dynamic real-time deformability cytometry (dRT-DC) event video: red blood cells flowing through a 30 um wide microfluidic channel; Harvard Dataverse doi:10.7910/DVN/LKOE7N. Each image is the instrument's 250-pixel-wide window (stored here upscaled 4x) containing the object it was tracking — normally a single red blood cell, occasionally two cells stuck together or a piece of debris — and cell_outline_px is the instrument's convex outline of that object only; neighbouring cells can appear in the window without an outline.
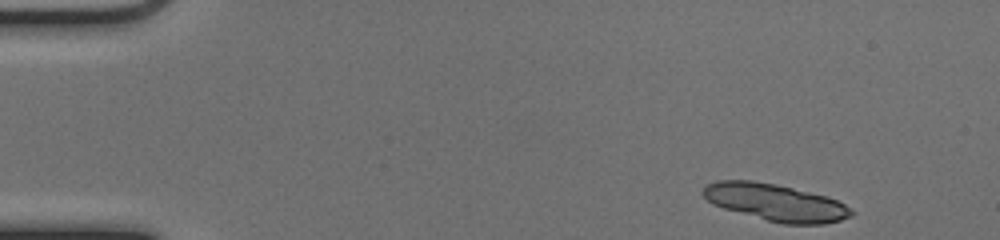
{"species": "common noctule bat (a hibernating species)", "species_latin": "Nyctalus noctula", "temperature_condition": "cold", "stored_images_in_passage": 16, "camera_frame_rate_fps": 3000, "um_per_image_px": 0.085, "animal": {"sex": "female", "body_mass_g": 17.0, "forearm_length_mm": 48.0}, "frame": {"image": 1, "passage_image": 1, "time_ms": 0.0, "image_size_px": [1000, 240], "cell_outline_px": [[856, 212], [852, 216], [840, 220], [824, 224], [784, 224], [768, 220], [724, 208], [712, 204], [700, 192], [708, 184], [716, 180], [752, 180], [776, 184], [824, 196], [836, 200], [844, 204]], "centroid_in_image_um": [65.92, 17.2], "position_along_channel_um": 19.1, "area_um2": 31.67}}